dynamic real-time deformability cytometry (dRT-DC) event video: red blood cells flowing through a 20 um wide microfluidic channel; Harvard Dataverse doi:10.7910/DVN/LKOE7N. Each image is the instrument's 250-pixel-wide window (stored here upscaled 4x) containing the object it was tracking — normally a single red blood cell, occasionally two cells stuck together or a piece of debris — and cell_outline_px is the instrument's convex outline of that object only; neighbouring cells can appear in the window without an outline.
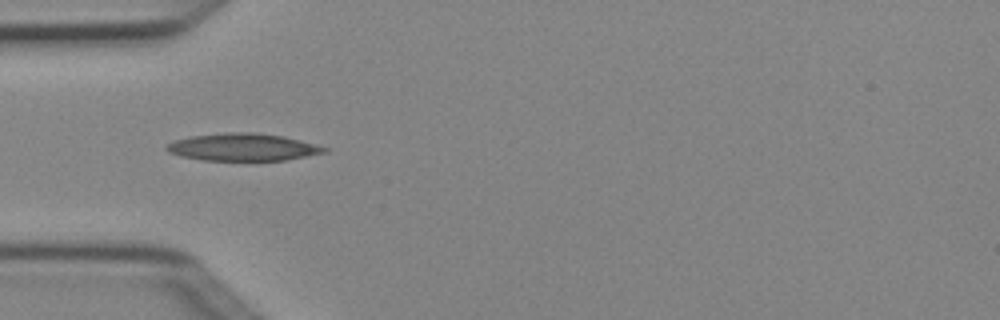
{"species": "Egyptian fruit bat (a non-hibernating species)", "species_latin": "Rousettus aegyptiacus", "temperature_condition": "cold", "stored_images_in_passage": 7, "camera_frame_rate_fps": 3000, "um_per_image_px": 0.085, "animal": {"sex": "female"}, "frame": {"image": 1, "passage_image": 4, "time_ms": 1.0, "image_size_px": [1000, 320], "cell_outline_px": [[328, 152], [284, 160], [204, 160], [180, 156], [168, 152], [164, 148], [168, 144], [176, 140], [192, 136], [228, 132], [252, 132], [280, 136], [328, 148]], "centroid_in_image_um": [20.59, 12.51], "position_along_channel_um": 64.4, "area_um2": 24.68}}
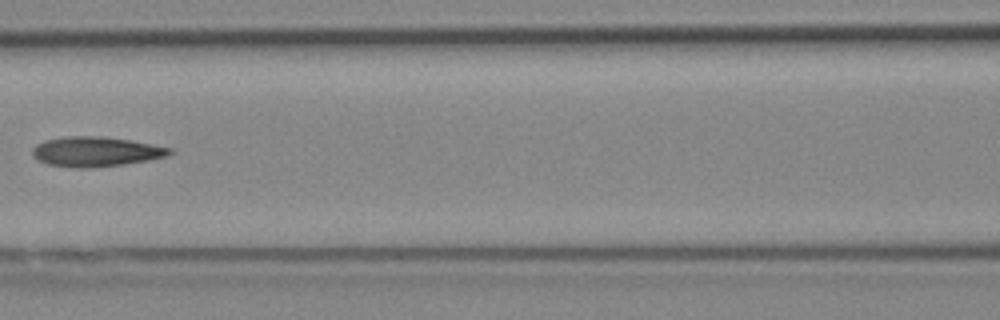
{"frame": {"image": 2, "passage_image": 6, "time_ms": 1.667, "image_size_px": [1000, 320], "cell_outline_px": [[172, 152], [168, 156], [148, 160], [124, 164], [88, 168], [76, 168], [48, 164], [36, 160], [32, 156], [32, 148], [36, 144], [44, 140], [64, 136], [100, 136], [128, 140], [172, 148]], "centroid_in_image_um": [8.09, 12.89], "position_along_channel_um": 158.5, "area_um2": 23.87}}
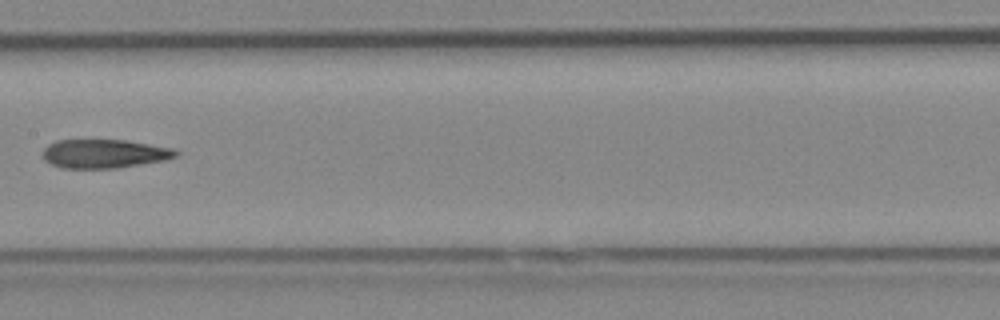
{"frame": {"image": 3, "passage_image": 7, "time_ms": 2.0, "image_size_px": [1000, 320], "cell_outline_px": [[180, 152], [176, 156], [164, 160], [116, 168], [64, 168], [52, 164], [44, 160], [44, 148], [48, 144], [56, 140], [124, 140], [172, 148]], "centroid_in_image_um": [8.85, 13.06], "position_along_channel_um": 198.6, "area_um2": 22.08}}